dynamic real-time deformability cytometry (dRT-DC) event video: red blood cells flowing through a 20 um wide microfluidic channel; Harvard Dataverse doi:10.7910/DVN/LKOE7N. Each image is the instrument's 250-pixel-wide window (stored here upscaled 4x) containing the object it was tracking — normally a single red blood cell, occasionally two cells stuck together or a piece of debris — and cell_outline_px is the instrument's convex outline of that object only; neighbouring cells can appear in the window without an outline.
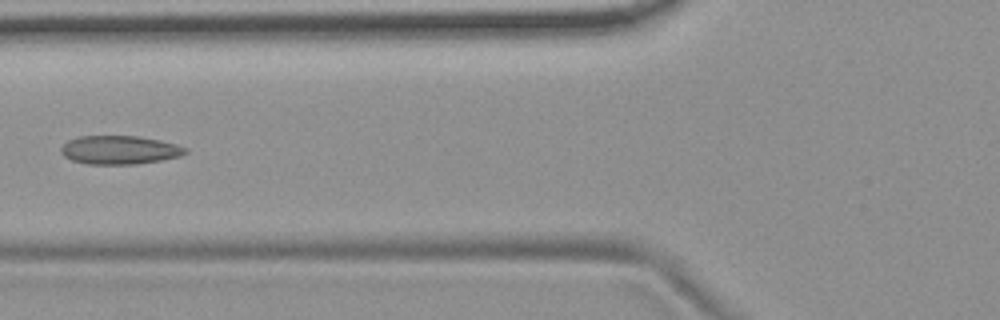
{"species": "common noctule bat (a hibernating species)", "species_latin": "Nyctalus noctula", "temperature_condition": "room temperature", "stored_images_in_passage": 3, "camera_frame_rate_fps": 3000, "um_per_image_px": 0.085, "animal": {"sex": "female", "body_mass_g": 19.9}, "frame": {"image": 1, "passage_image": 3, "time_ms": 2.333, "image_size_px": [1000, 320], "cell_outline_px": [[188, 152], [180, 156], [160, 160], [136, 164], [88, 164], [72, 160], [64, 156], [60, 152], [60, 148], [68, 140], [80, 136], [140, 136], [160, 140], [176, 144], [188, 148]], "centroid_in_image_um": [10.17, 12.74], "position_along_channel_um": 115.6, "area_um2": 20.75}}